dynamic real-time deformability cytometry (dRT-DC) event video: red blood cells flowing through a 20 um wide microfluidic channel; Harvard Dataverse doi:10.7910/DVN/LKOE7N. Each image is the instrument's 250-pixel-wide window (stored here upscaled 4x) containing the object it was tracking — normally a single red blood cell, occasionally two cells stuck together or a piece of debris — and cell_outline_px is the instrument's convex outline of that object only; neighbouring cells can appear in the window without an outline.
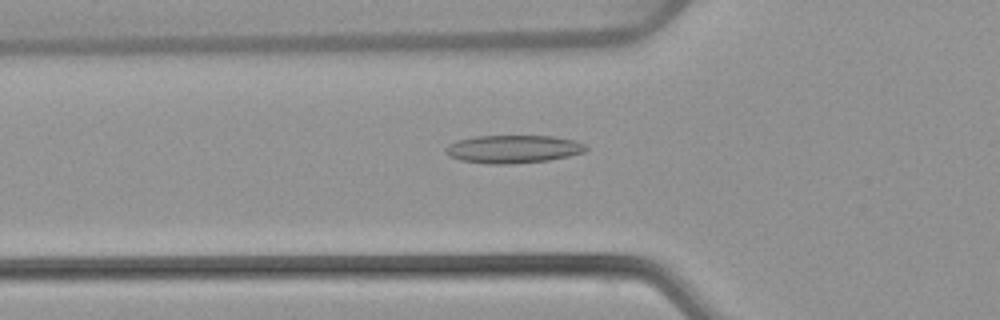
{"species": "common noctule bat (a hibernating species)", "species_latin": "Nyctalus noctula", "temperature_condition": "warm", "stored_images_in_passage": 52, "camera_frame_rate_fps": 3000, "um_per_image_px": 0.085, "animal": {"sex": "female", "body_mass_g": 22.7, "forearm_length_mm": 54.2}, "frame": {"image": 1, "passage_image": 18, "time_ms": 5.667, "image_size_px": [1000, 320], "cell_outline_px": [[588, 148], [584, 152], [568, 156], [548, 160], [508, 164], [488, 164], [460, 160], [448, 156], [444, 148], [448, 144], [460, 140], [476, 136], [552, 136], [576, 140], [584, 144]], "centroid_in_image_um": [43.61, 12.67], "position_along_channel_um": 82.2, "area_um2": 22.83}}
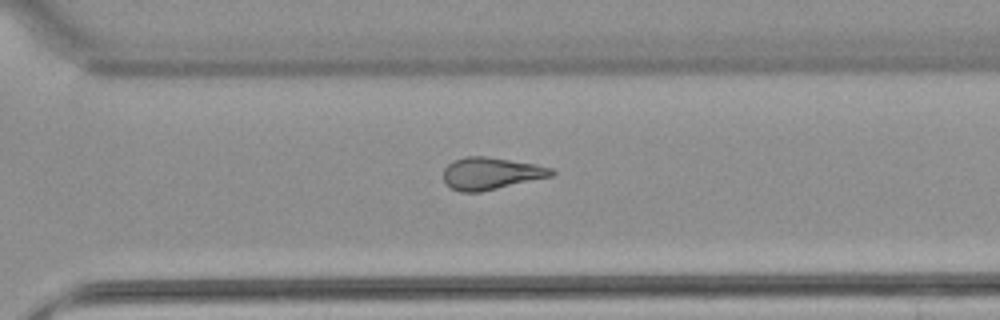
{"frame": {"image": 2, "passage_image": 37, "time_ms": 12.0, "image_size_px": [1000, 320], "cell_outline_px": [[556, 172], [552, 176], [480, 192], [460, 192], [452, 188], [444, 180], [444, 168], [448, 164], [464, 156], [484, 156], [536, 164], [552, 168]], "centroid_in_image_um": [41.74, 14.74], "position_along_channel_um": 328.9, "area_um2": 20.06}}
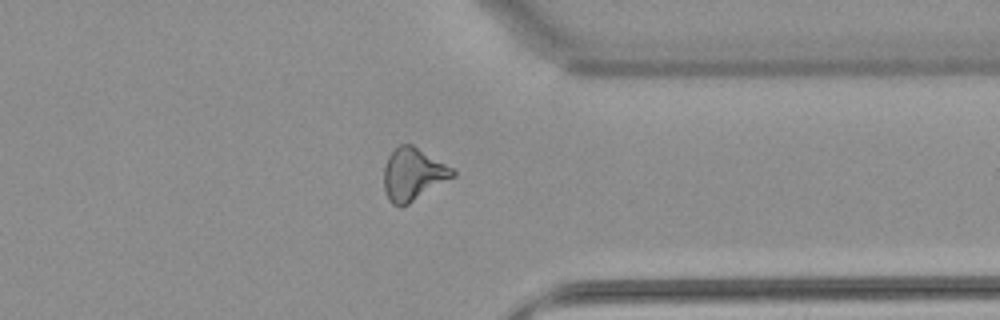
{"frame": {"image": 3, "passage_image": 41, "time_ms": 13.333, "image_size_px": [1000, 320], "cell_outline_px": [[456, 176], [408, 204], [400, 208], [392, 204], [388, 200], [384, 192], [384, 168], [388, 156], [400, 144], [412, 144], [452, 168], [456, 172]], "centroid_in_image_um": [35.09, 14.84], "position_along_channel_um": 376.3, "area_um2": 21.04}, "authors_computed_cell_mechanics": {"area_um2": 21.2704, "velocity_mm_per_s": 3.8951, "shape_relaxation_time_tau1_ms": null, "shape_relaxation_time_tau2_ms": 3.8109, "deformation_change_tau1": null, "deformation_change_tau2": 0.13}}